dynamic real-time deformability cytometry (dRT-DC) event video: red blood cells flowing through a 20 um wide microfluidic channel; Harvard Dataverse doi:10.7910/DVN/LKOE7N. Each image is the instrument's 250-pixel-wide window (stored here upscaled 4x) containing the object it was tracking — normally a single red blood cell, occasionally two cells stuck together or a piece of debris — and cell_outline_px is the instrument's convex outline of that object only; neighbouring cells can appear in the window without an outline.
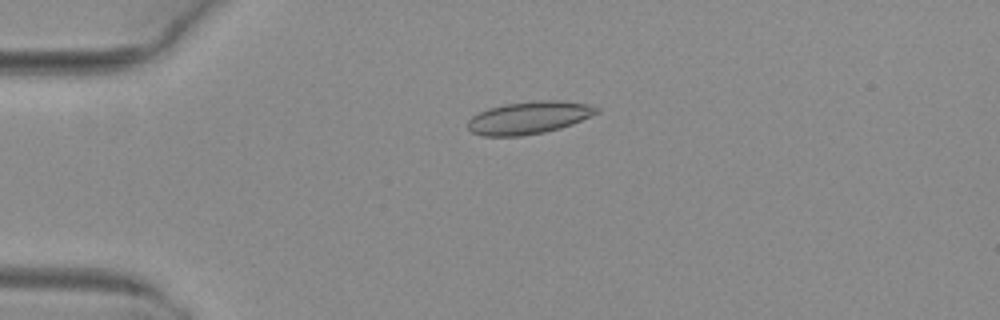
{"species": "common noctule bat (a hibernating species)", "species_latin": "Nyctalus noctula", "temperature_condition": "warm", "stored_images_in_passage": 52, "camera_frame_rate_fps": 3000, "um_per_image_px": 0.085, "animal": {"sex": "female", "body_mass_g": 29.2, "forearm_length_mm": 56.3}, "frame": {"image": 1, "passage_image": 13, "time_ms": 4.0, "image_size_px": [1000, 320], "cell_outline_px": [[600, 112], [572, 124], [560, 128], [544, 132], [520, 136], [484, 136], [472, 132], [468, 128], [468, 120], [472, 116], [488, 108], [504, 104], [540, 100], [560, 100], [588, 104], [600, 108]], "centroid_in_image_um": [44.97, 10.0], "position_along_channel_um": 40.0, "area_um2": 24.39}}
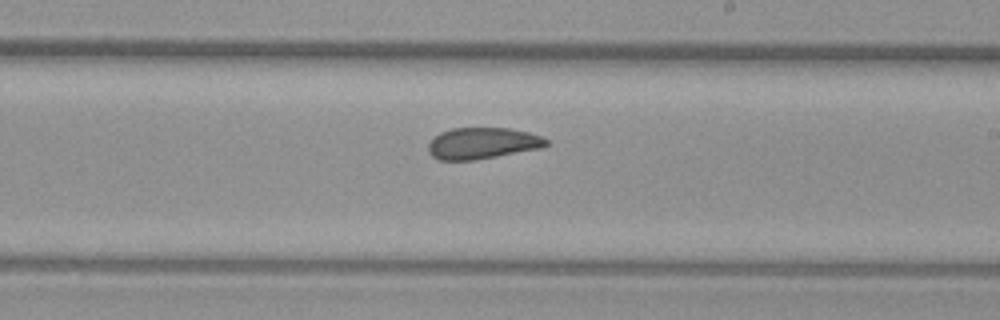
{"frame": {"image": 2, "passage_image": 31, "time_ms": 10.0, "image_size_px": [1000, 320], "cell_outline_px": [[548, 144], [540, 148], [476, 160], [436, 160], [428, 152], [428, 144], [440, 132], [452, 128], [508, 128], [528, 132], [540, 136], [548, 140]], "centroid_in_image_um": [40.97, 12.18], "position_along_channel_um": 248.0, "area_um2": 21.5}}
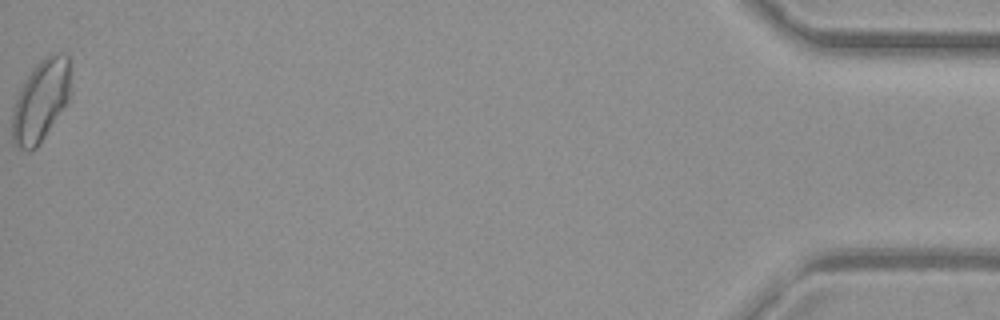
{"frame": {"image": 3, "passage_image": 52, "time_ms": 17.0, "image_size_px": [1000, 320], "cell_outline_px": [[68, 100], [36, 148], [28, 152], [12, 144], [12, 112], [16, 96], [24, 80], [32, 68], [40, 60], [52, 52], [68, 52]], "centroid_in_image_um": [3.41, 8.54], "position_along_channel_um": 431.8, "area_um2": 27.51}, "authors_computed_cell_mechanics": {"area_um2": 23.6113, "velocity_mm_per_s": 4.0498, "shape_relaxation_time_tau1_ms": 5.3338, "shape_relaxation_time_tau2_ms": 1.7083, "deformation_change_tau1": 0.116, "deformation_change_tau2": 0.079}}